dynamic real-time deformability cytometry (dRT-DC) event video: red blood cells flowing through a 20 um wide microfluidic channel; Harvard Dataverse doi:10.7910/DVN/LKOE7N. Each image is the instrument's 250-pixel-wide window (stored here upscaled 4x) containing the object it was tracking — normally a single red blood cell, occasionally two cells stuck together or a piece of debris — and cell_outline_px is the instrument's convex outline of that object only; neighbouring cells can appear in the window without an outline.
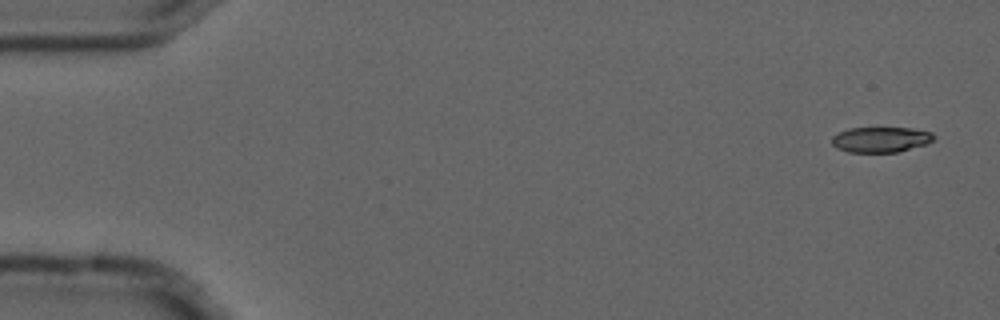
{"species": "common noctule bat (a hibernating species)", "species_latin": "Nyctalus noctula", "temperature_condition": "cold", "stored_images_in_passage": 4, "camera_frame_rate_fps": 3000, "um_per_image_px": 0.085, "animal": {"sex": "male", "forearm_length_mm": 52.5}, "frame": {"image": 1, "passage_image": 1, "time_ms": 0.0, "image_size_px": [1000, 320], "cell_outline_px": [[936, 136], [928, 144], [896, 152], [848, 152], [836, 148], [832, 144], [832, 136], [848, 128], [912, 128], [932, 132]], "centroid_in_image_um": [74.88, 11.86], "position_along_channel_um": 10.1, "area_um2": 15.14}}